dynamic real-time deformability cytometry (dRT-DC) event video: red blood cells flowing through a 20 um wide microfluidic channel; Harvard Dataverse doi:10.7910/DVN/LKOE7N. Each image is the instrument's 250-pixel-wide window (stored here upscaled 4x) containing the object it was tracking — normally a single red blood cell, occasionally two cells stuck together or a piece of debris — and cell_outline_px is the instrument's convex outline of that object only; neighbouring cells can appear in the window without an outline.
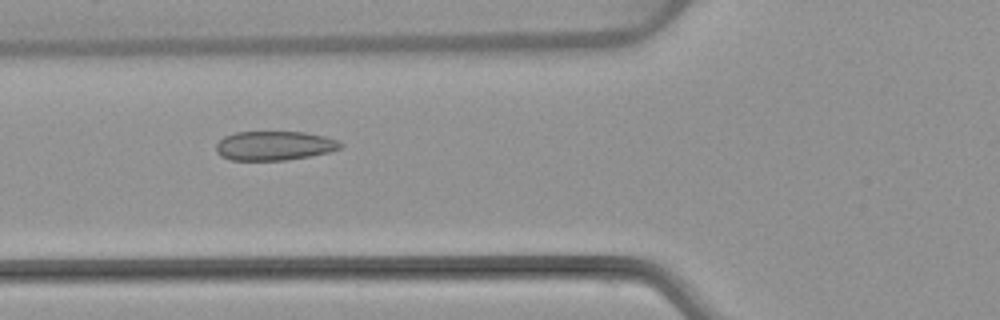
{"species": "common noctule bat (a hibernating species)", "species_latin": "Nyctalus noctula", "temperature_condition": "warm", "stored_images_in_passage": 7, "camera_frame_rate_fps": 3000, "um_per_image_px": 0.085, "animal": {"sex": "female", "body_mass_g": 22.7, "forearm_length_mm": 54.2}, "frame": {"image": 1, "passage_image": 6, "time_ms": 6.0, "image_size_px": [1000, 320], "cell_outline_px": [[344, 144], [340, 148], [328, 152], [288, 160], [232, 160], [220, 156], [216, 152], [216, 144], [224, 136], [236, 132], [304, 132], [324, 136], [340, 140]], "centroid_in_image_um": [23.32, 12.38], "position_along_channel_um": 102.5, "area_um2": 21.21}}
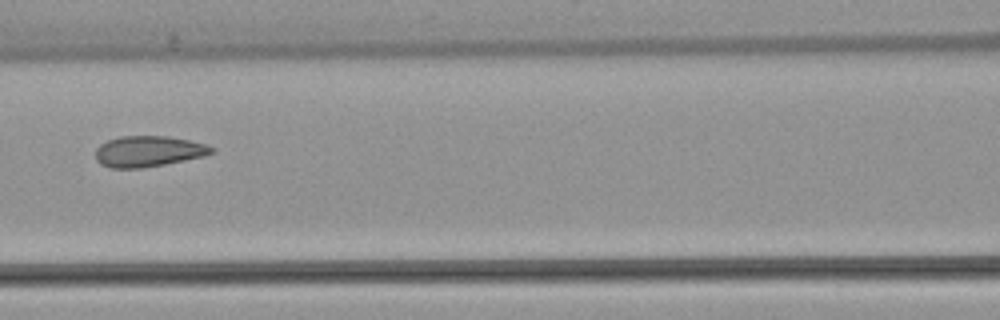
{"frame": {"image": 2, "passage_image": 7, "time_ms": 7.333, "image_size_px": [1000, 320], "cell_outline_px": [[216, 152], [204, 156], [144, 168], [108, 168], [100, 164], [96, 160], [96, 148], [100, 144], [108, 140], [120, 136], [168, 136], [208, 144], [216, 148]], "centroid_in_image_um": [12.63, 12.86], "position_along_channel_um": 154.0, "area_um2": 21.1}}